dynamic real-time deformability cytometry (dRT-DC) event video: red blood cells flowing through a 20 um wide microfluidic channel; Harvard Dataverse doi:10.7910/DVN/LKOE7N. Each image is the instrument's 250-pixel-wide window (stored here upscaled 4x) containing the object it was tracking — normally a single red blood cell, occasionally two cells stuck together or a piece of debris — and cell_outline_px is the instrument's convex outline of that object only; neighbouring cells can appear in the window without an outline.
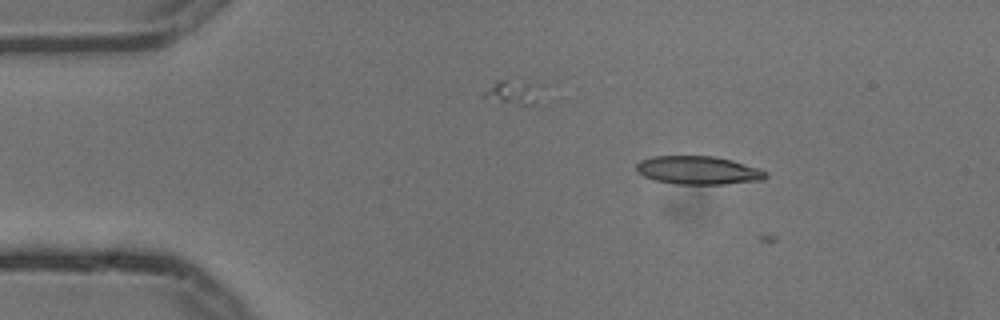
{"species": "common noctule bat (a hibernating species)", "species_latin": "Nyctalus noctula", "temperature_condition": "cold", "stored_images_in_passage": 4, "camera_frame_rate_fps": 3000, "um_per_image_px": 0.085, "animal": {"sex": "male", "body_mass_g": 13.3}, "frame": {"image": 1, "passage_image": 2, "time_ms": 0.333, "image_size_px": [1000, 320], "cell_outline_px": [[768, 176], [764, 180], [724, 184], [676, 184], [656, 180], [644, 176], [636, 172], [636, 164], [640, 160], [652, 156], [716, 156], [732, 160], [760, 168], [768, 172]], "centroid_in_image_um": [59.38, 14.47], "position_along_channel_um": 25.6, "area_um2": 21.56}}